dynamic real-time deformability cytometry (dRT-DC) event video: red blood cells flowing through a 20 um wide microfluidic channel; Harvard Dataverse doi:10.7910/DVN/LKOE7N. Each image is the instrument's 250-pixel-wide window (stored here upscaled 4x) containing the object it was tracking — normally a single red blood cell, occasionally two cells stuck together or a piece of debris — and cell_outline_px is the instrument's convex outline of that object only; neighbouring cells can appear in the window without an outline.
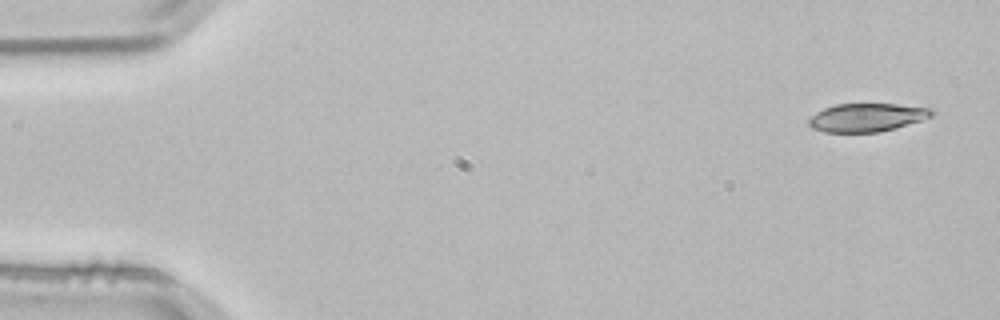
{"species": "common noctule bat (a hibernating species)", "species_latin": "Nyctalus noctula", "temperature_condition": "room temperature", "stored_images_in_passage": 4, "camera_frame_rate_fps": 3000, "um_per_image_px": 0.085, "animal": {"sex": "male", "body_mass_g": 21.5, "forearm_length_mm": 52.0}, "frame": {"image": 1, "passage_image": 1, "time_ms": 0.0, "image_size_px": [1000, 320], "cell_outline_px": [[936, 112], [932, 116], [920, 120], [880, 132], [824, 132], [812, 128], [808, 124], [808, 120], [816, 112], [824, 108], [836, 104], [896, 104], [932, 108]], "centroid_in_image_um": [73.67, 9.98], "position_along_channel_um": 11.3, "area_um2": 20.17}}
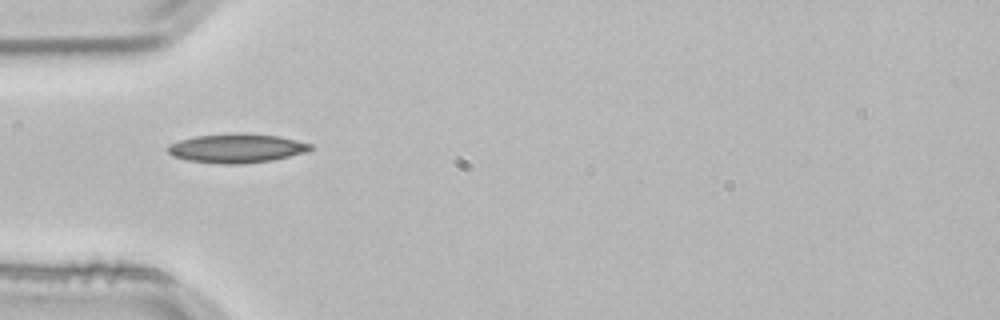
{"frame": {"image": 2, "passage_image": 4, "time_ms": 1.0, "image_size_px": [1000, 320], "cell_outline_px": [[312, 148], [308, 152], [272, 160], [240, 164], [224, 164], [188, 160], [172, 156], [168, 152], [168, 144], [180, 140], [196, 136], [232, 132], [244, 132], [280, 136], [312, 144]], "centroid_in_image_um": [20.13, 12.58], "position_along_channel_um": 64.9, "area_um2": 24.39}}